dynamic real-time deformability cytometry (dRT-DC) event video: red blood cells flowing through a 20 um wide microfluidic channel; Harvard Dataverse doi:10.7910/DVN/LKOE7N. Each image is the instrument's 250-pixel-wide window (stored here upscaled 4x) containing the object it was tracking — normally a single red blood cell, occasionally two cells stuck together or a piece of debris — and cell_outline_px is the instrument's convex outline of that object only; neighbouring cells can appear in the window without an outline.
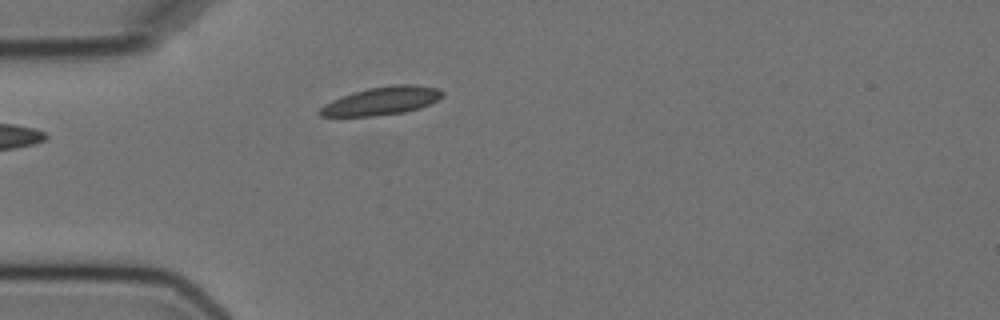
{"species": "Egyptian fruit bat (a non-hibernating species)", "species_latin": "Rousettus aegyptiacus", "temperature_condition": "cold", "stored_images_in_passage": 4, "camera_frame_rate_fps": 3000, "um_per_image_px": 0.085, "animal": {"sex": "female"}, "frame": {"image": 1, "passage_image": 4, "time_ms": 3.333, "image_size_px": [1000, 320], "cell_outline_px": [[444, 96], [420, 108], [404, 112], [372, 116], [320, 116], [316, 112], [324, 104], [340, 96], [368, 88], [392, 84], [416, 84], [440, 88], [444, 92]], "centroid_in_image_um": [32.45, 8.56], "position_along_channel_um": 52.5, "area_um2": 20.23}}